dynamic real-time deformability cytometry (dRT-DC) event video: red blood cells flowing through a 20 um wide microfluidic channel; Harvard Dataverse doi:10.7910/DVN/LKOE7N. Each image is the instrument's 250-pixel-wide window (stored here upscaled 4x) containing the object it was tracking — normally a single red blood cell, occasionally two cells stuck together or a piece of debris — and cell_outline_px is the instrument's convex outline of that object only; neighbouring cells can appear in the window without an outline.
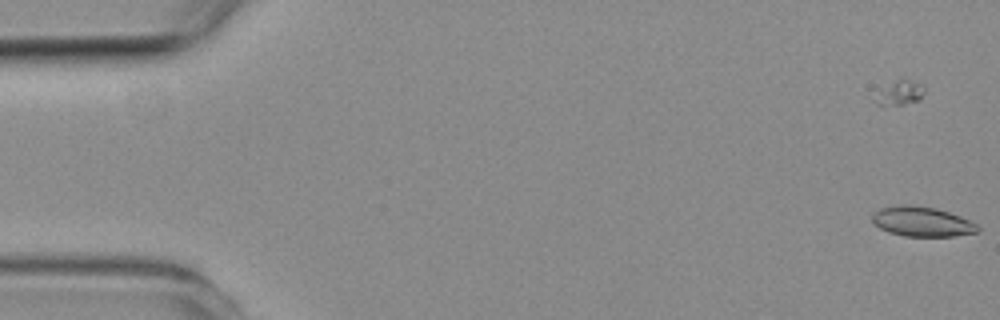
{"species": "common noctule bat (a hibernating species)", "species_latin": "Nyctalus noctula", "temperature_condition": "room temperature", "stored_images_in_passage": 2, "camera_frame_rate_fps": 3000, "um_per_image_px": 0.085, "animal": {"sex": "female", "body_mass_g": 19.3, "forearm_length_mm": 54.1}, "frame": {"image": 1, "passage_image": 1, "time_ms": 0.0, "image_size_px": [1000, 320], "cell_outline_px": [[980, 232], [952, 236], [904, 236], [888, 232], [880, 228], [872, 220], [872, 216], [880, 208], [900, 204], [936, 208], [960, 216], [976, 224], [980, 228]], "centroid_in_image_um": [78.38, 18.84], "position_along_channel_um": 6.6, "area_um2": 18.15}}